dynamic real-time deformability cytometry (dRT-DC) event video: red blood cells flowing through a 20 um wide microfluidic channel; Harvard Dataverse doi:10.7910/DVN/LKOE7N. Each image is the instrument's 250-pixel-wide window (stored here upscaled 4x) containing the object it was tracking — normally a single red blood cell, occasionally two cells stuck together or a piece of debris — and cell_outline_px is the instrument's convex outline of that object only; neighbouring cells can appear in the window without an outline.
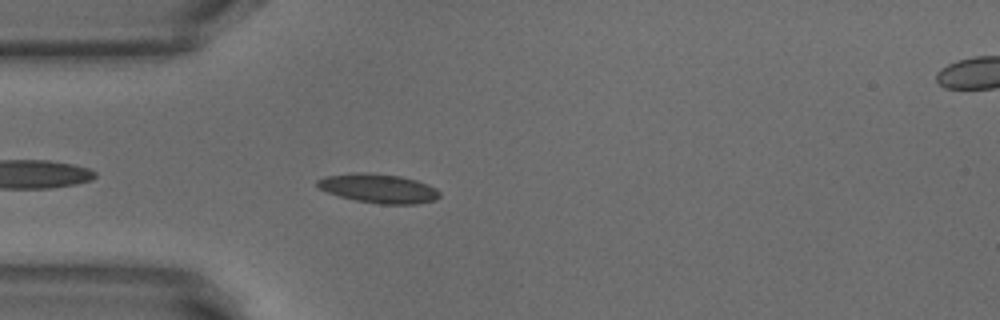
{"species": "common noctule bat (a hibernating species)", "species_latin": "Nyctalus noctula", "temperature_condition": "warm", "stored_images_in_passage": 42, "camera_frame_rate_fps": 3000, "um_per_image_px": 0.085, "animal": {"sex": "male", "body_mass_g": 18.8}, "frame": {"image": 1, "passage_image": 4, "time_ms": 1.0, "image_size_px": [1000, 320], "cell_outline_px": [[440, 196], [436, 200], [416, 204], [380, 204], [356, 200], [340, 196], [328, 192], [320, 188], [316, 184], [316, 180], [324, 176], [356, 172], [364, 172], [400, 176], [416, 180], [428, 184], [436, 188], [440, 192]], "centroid_in_image_um": [32.19, 16.01], "position_along_channel_um": 52.8, "area_um2": 20.75}}
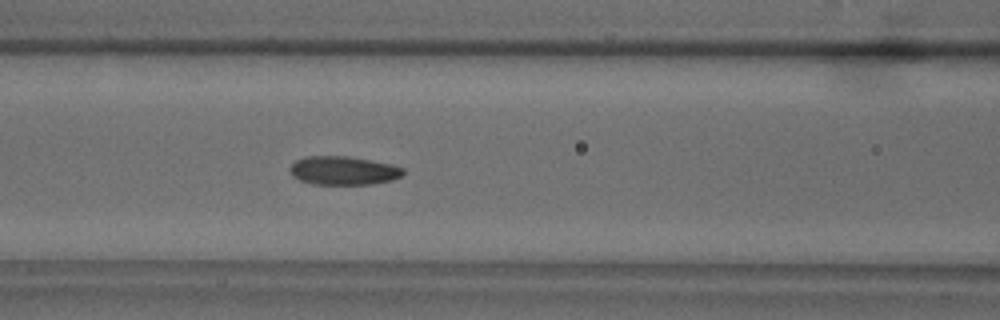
{"frame": {"image": 2, "passage_image": 11, "time_ms": 3.333, "image_size_px": [1000, 320], "cell_outline_px": [[404, 172], [400, 176], [392, 180], [372, 184], [316, 184], [300, 180], [292, 176], [288, 168], [296, 160], [304, 156], [348, 156], [392, 164], [404, 168]], "centroid_in_image_um": [29.17, 14.49], "position_along_channel_um": 137.4, "area_um2": 18.9}}
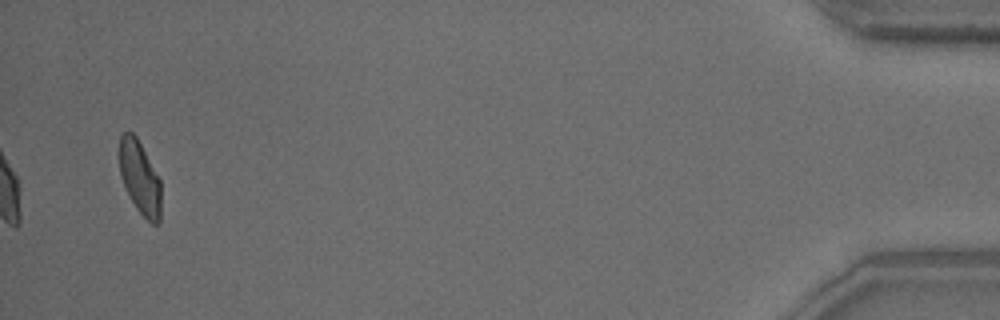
{"frame": {"image": 3, "passage_image": 40, "time_ms": 13.0, "image_size_px": [1000, 320], "cell_outline_px": [[160, 220], [156, 224], [152, 224], [136, 208], [120, 176], [120, 136], [124, 132], [132, 132], [136, 136], [160, 180]], "centroid_in_image_um": [11.89, 15.1], "position_along_channel_um": 423.3, "area_um2": 17.28}, "authors_computed_cell_mechanics": {"area_um2": 18.8717, "velocity_mm_per_s": 3.8464, "shape_relaxation_time_tau1_ms": 6.7499, "shape_relaxation_time_tau2_ms": 2.0454, "deformation_change_tau1": 0.1468, "deformation_change_tau2": 0.074}}